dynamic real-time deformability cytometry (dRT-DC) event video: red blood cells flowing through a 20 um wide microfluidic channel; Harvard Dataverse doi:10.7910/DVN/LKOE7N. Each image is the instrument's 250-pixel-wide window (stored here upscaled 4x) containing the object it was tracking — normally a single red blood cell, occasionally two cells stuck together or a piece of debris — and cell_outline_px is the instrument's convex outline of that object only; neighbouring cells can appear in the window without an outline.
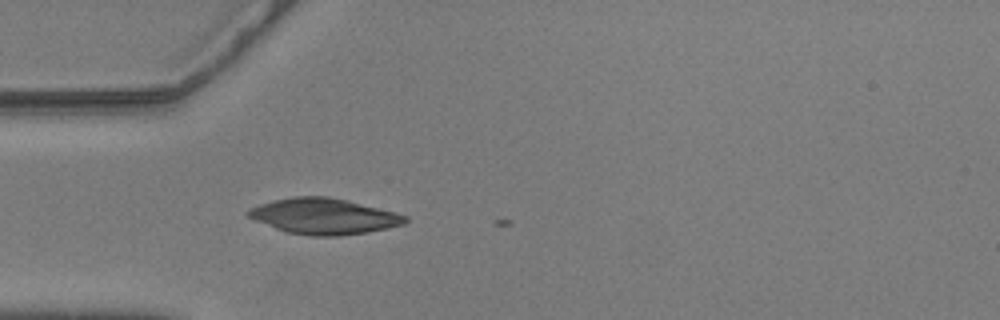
{"species": "common noctule bat (a hibernating species)", "species_latin": "Nyctalus noctula", "temperature_condition": "warm", "stored_images_in_passage": 3, "camera_frame_rate_fps": 3000, "um_per_image_px": 0.085, "animal": {"sex": "male", "body_mass_g": 20.5, "forearm_length_mm": 52.5}, "frame": {"image": 1, "passage_image": 2, "time_ms": 0.333, "image_size_px": [1000, 320], "cell_outline_px": [[408, 220], [404, 224], [388, 228], [368, 232], [340, 236], [312, 236], [288, 232], [276, 228], [256, 220], [248, 216], [244, 212], [260, 204], [276, 200], [296, 196], [328, 196], [348, 200], [396, 212], [408, 216]], "centroid_in_image_um": [27.59, 18.38], "position_along_channel_um": 57.4, "area_um2": 32.6}}